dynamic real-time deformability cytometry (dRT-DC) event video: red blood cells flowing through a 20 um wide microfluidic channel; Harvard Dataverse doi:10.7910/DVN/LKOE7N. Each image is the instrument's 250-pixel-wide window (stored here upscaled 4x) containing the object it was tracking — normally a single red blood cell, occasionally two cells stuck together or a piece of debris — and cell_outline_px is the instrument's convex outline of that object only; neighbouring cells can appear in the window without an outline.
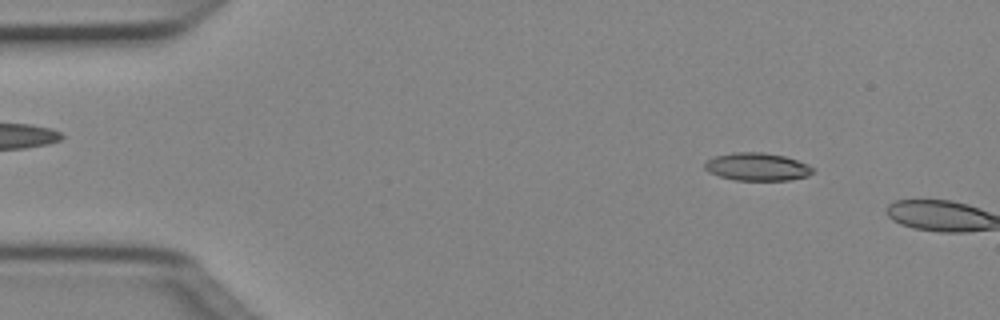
{"species": "Egyptian fruit bat (a non-hibernating species)", "species_latin": "Rousettus aegyptiacus", "temperature_condition": "cold", "stored_images_in_passage": 4, "camera_frame_rate_fps": 3000, "um_per_image_px": 0.085, "animal": {"sex": "female"}, "frame": {"image": 1, "passage_image": 2, "time_ms": 0.333, "image_size_px": [1000, 320], "cell_outline_px": [[816, 172], [808, 176], [788, 180], [736, 180], [720, 176], [708, 172], [704, 168], [704, 164], [708, 160], [716, 156], [732, 152], [764, 152], [784, 156], [808, 164], [816, 168]], "centroid_in_image_um": [64.4, 14.17], "position_along_channel_um": 20.6, "area_um2": 17.63}}